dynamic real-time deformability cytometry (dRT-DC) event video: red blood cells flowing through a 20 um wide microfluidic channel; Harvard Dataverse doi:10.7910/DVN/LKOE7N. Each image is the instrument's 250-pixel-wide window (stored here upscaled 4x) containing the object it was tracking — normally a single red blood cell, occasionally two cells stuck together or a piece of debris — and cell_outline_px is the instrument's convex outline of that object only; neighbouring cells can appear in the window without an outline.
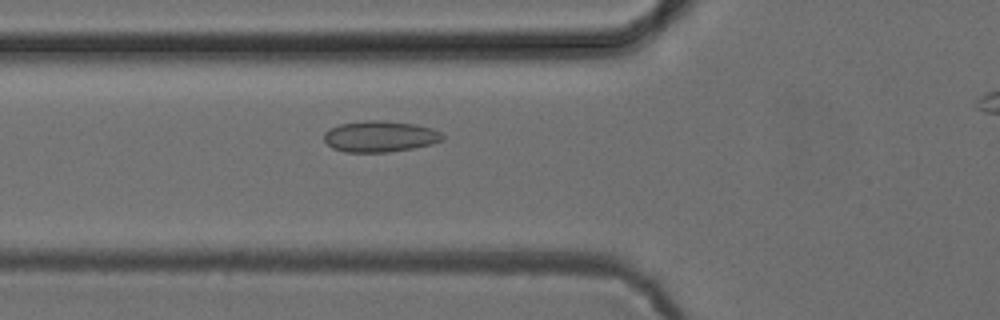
{"species": "common noctule bat (a hibernating species)", "species_latin": "Nyctalus noctula", "temperature_condition": "cold", "stored_images_in_passage": 47, "camera_frame_rate_fps": 3000, "um_per_image_px": 0.085, "animal": {"sex": "female", "body_mass_g": 24.6, "forearm_length_mm": 56.2}, "frame": {"image": 1, "passage_image": 19, "time_ms": 6.0, "image_size_px": [1000, 320], "cell_outline_px": [[444, 140], [432, 144], [412, 148], [388, 152], [344, 152], [332, 148], [324, 140], [324, 132], [328, 128], [340, 124], [364, 120], [384, 120], [416, 124], [432, 128], [440, 132], [444, 136]], "centroid_in_image_um": [32.29, 11.59], "position_along_channel_um": 93.5, "area_um2": 21.73}}
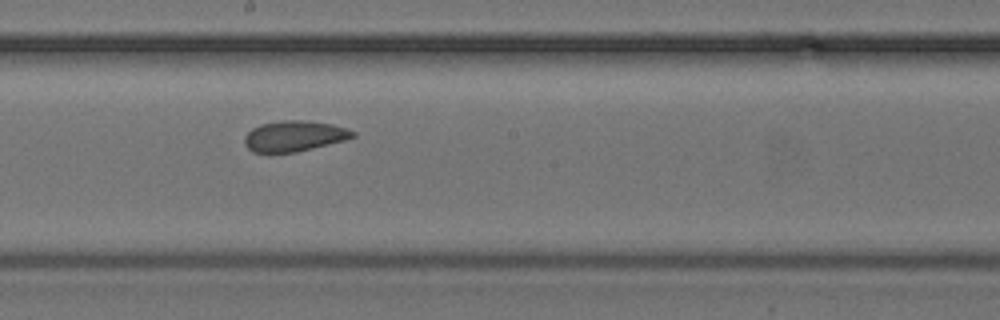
{"frame": {"image": 2, "passage_image": 29, "time_ms": 9.333, "image_size_px": [1000, 320], "cell_outline_px": [[356, 136], [344, 140], [296, 152], [268, 156], [252, 152], [244, 144], [244, 136], [252, 128], [260, 124], [280, 120], [300, 120], [332, 124], [356, 132]], "centroid_in_image_um": [24.91, 11.61], "position_along_channel_um": 223.3, "area_um2": 19.83}}
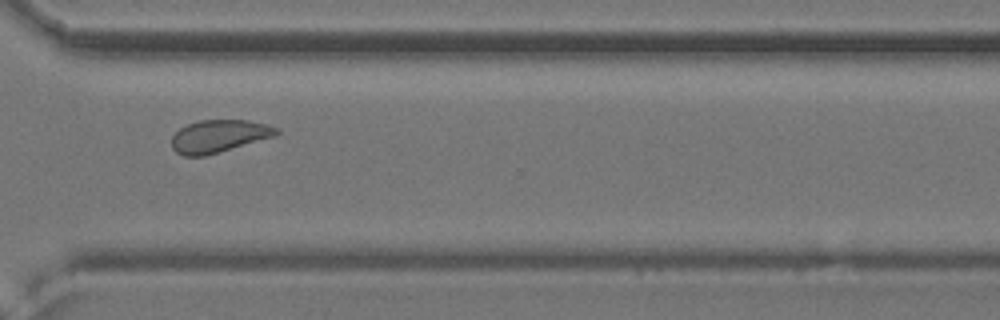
{"frame": {"image": 3, "passage_image": 39, "time_ms": 12.667, "image_size_px": [1000, 320], "cell_outline_px": [[280, 132], [276, 136], [204, 156], [184, 156], [176, 152], [172, 148], [172, 136], [180, 128], [188, 124], [200, 120], [248, 120], [264, 124], [276, 128]], "centroid_in_image_um": [18.59, 11.57], "position_along_channel_um": 352.0, "area_um2": 19.71}}